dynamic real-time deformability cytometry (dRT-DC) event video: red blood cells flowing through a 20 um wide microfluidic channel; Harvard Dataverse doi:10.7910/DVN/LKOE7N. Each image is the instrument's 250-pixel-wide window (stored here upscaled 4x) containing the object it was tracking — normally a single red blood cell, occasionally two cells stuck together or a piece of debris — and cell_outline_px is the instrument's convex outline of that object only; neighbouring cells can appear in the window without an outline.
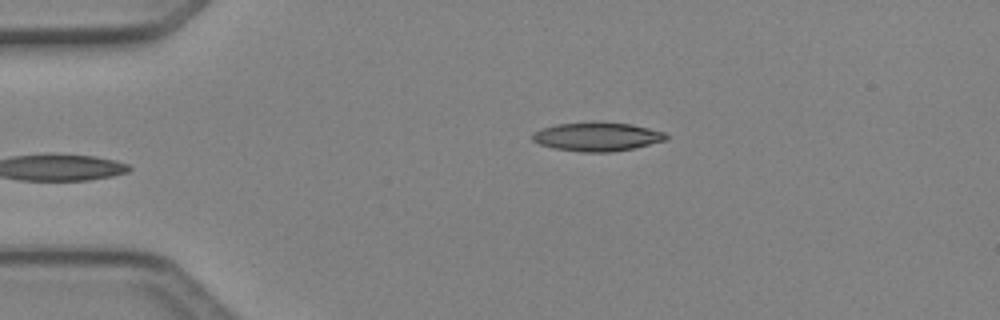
{"species": "Egyptian fruit bat (a non-hibernating species)", "species_latin": "Rousettus aegyptiacus", "temperature_condition": "cold", "stored_images_in_passage": 5, "camera_frame_rate_fps": 3000, "um_per_image_px": 0.085, "animal": {"sex": "female"}, "frame": {"image": 1, "passage_image": 5, "time_ms": 1.333, "image_size_px": [1000, 320], "cell_outline_px": [[668, 140], [632, 148], [612, 152], [580, 152], [552, 148], [540, 144], [532, 140], [532, 132], [540, 128], [556, 124], [632, 124], [664, 132], [668, 136]], "centroid_in_image_um": [50.73, 11.65], "position_along_channel_um": 34.3, "area_um2": 21.85}}